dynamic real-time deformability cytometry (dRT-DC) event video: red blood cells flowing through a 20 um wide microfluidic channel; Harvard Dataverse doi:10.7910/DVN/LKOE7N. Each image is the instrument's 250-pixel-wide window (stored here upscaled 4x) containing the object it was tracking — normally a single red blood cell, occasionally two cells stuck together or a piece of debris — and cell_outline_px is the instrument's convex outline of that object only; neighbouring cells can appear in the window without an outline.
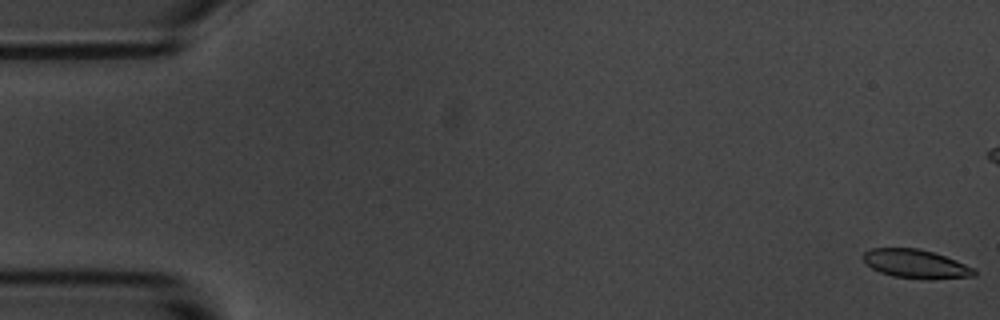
{"species": "common noctule bat (a hibernating species)", "species_latin": "Nyctalus noctula", "temperature_condition": "room temperature", "stored_images_in_passage": 59, "camera_frame_rate_fps": 3000, "um_per_image_px": 0.085, "animal": {"sex": "male", "body_mass_g": 20.1, "forearm_length_mm": 53.5}, "frame": {"image": 1, "passage_image": 1, "time_ms": 0.0, "image_size_px": [1000, 320], "cell_outline_px": [[976, 276], [892, 276], [880, 272], [864, 264], [860, 256], [864, 252], [872, 248], [920, 248], [956, 260], [976, 268]], "centroid_in_image_um": [77.73, 22.36], "position_along_channel_um": 7.3, "area_um2": 17.74}}
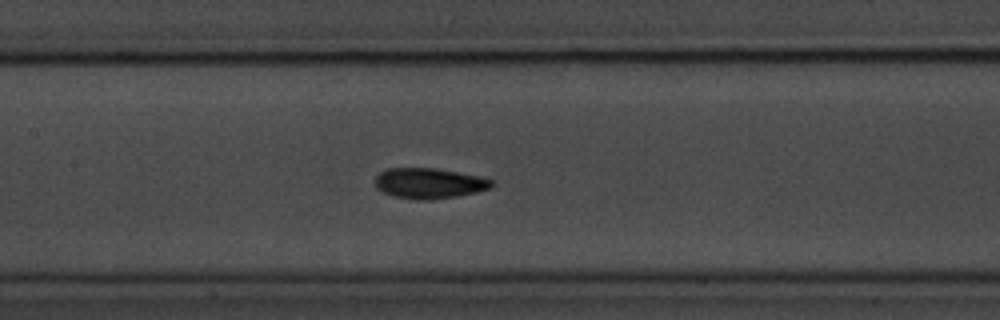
{"frame": {"image": 2, "passage_image": 27, "time_ms": 8.667, "image_size_px": [1000, 320], "cell_outline_px": [[496, 184], [492, 188], [476, 192], [456, 196], [428, 200], [416, 200], [392, 196], [380, 192], [376, 188], [376, 176], [380, 172], [388, 168], [436, 168], [480, 176], [492, 180]], "centroid_in_image_um": [36.48, 15.58], "position_along_channel_um": 170.9, "area_um2": 20.92}}
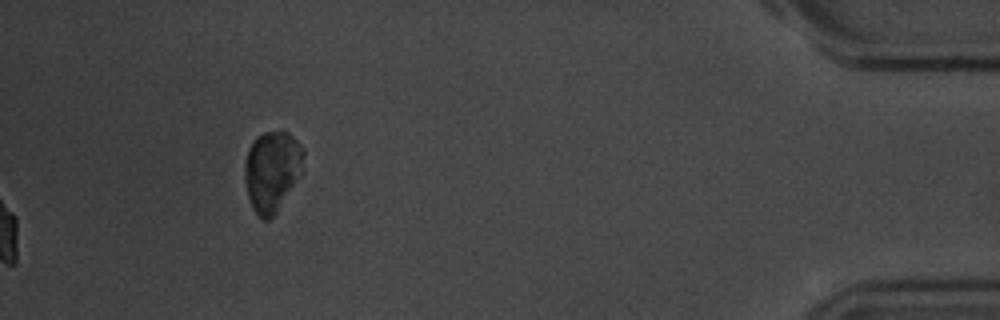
{"frame": {"image": 3, "passage_image": 59, "time_ms": 19.333, "image_size_px": [1000, 320], "cell_outline_px": [[304, 168], [276, 212], [268, 220], [264, 220], [252, 208], [248, 196], [244, 180], [244, 164], [248, 148], [256, 136], [264, 132], [280, 128], [288, 132], [304, 148]], "centroid_in_image_um": [23.12, 14.46], "position_along_channel_um": 412.1, "area_um2": 27.92}, "authors_computed_cell_mechanics": {"area_um2": 19.8254, "velocity_mm_per_s": 3.4964, "shape_relaxation_time_tau1_ms": 2.9389, "shape_relaxation_time_tau2_ms": 1.5923, "deformation_change_tau1": 0.1324, "deformation_change_tau2": 0.0693}}